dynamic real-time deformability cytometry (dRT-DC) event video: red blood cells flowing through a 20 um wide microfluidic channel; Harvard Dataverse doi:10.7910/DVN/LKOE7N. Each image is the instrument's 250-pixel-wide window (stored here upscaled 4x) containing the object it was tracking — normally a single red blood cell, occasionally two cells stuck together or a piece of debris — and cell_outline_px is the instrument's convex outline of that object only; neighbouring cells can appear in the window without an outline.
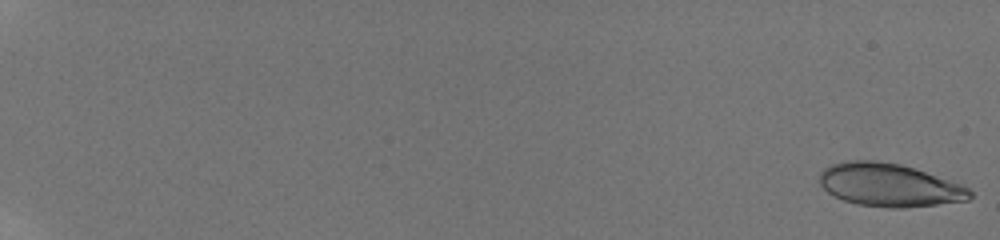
{"species": "human", "species_latin": "Homo sapiens", "temperature_condition": "room temperature", "stored_images_in_passage": 56, "camera_frame_rate_fps": 3000, "um_per_image_px": 0.085, "donor": {"sex": "male"}, "frame": {"image": 1, "passage_image": 1, "time_ms": 0.0, "image_size_px": [1000, 240], "cell_outline_px": [[972, 196], [968, 200], [904, 208], [888, 208], [856, 204], [844, 200], [828, 192], [820, 184], [820, 172], [824, 168], [832, 164], [848, 160], [876, 160], [900, 164], [960, 184], [968, 188], [972, 192]], "centroid_in_image_um": [75.56, 15.73], "position_along_channel_um": 9.4, "area_um2": 37.4}}
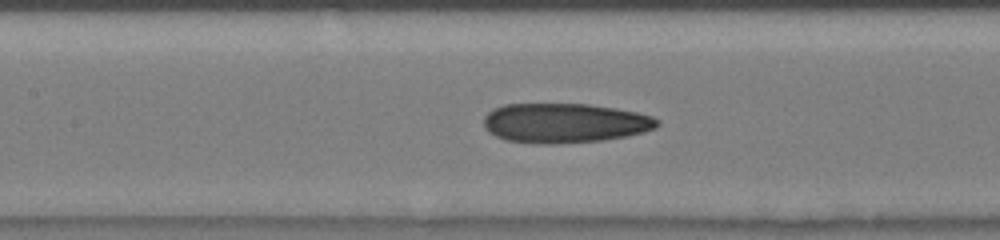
{"frame": {"image": 2, "passage_image": 31, "time_ms": 10.0, "image_size_px": [1000, 240], "cell_outline_px": [[660, 124], [656, 128], [644, 132], [628, 136], [604, 140], [560, 144], [536, 144], [508, 140], [496, 136], [488, 132], [484, 128], [484, 116], [492, 108], [504, 104], [588, 104], [616, 108], [636, 112], [652, 116], [660, 120]], "centroid_in_image_um": [48.0, 10.46], "position_along_channel_um": 159.4, "area_um2": 40.52}}
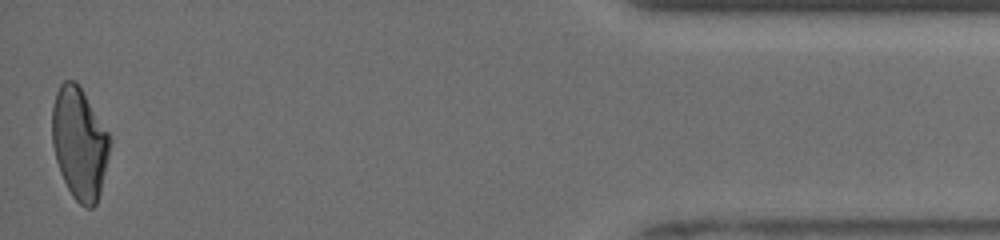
{"frame": {"image": 3, "passage_image": 56, "time_ms": 18.333, "image_size_px": [1000, 240], "cell_outline_px": [[112, 144], [100, 192], [96, 204], [92, 208], [88, 208], [80, 204], [72, 196], [60, 172], [56, 160], [52, 144], [52, 108], [56, 92], [60, 84], [64, 80], [76, 80], [108, 132], [112, 140]], "centroid_in_image_um": [6.76, 12.18], "position_along_channel_um": 428.4, "area_um2": 37.69}, "authors_computed_cell_mechanics": {"area_um2": 38.4659, "velocity_mm_per_s": 3.9652, "shape_relaxation_time_tau1_ms": 7.3759, "shape_relaxation_time_tau2_ms": 2.7767, "deformation_change_tau1": 0.2187, "deformation_change_tau2": 0.1139}}